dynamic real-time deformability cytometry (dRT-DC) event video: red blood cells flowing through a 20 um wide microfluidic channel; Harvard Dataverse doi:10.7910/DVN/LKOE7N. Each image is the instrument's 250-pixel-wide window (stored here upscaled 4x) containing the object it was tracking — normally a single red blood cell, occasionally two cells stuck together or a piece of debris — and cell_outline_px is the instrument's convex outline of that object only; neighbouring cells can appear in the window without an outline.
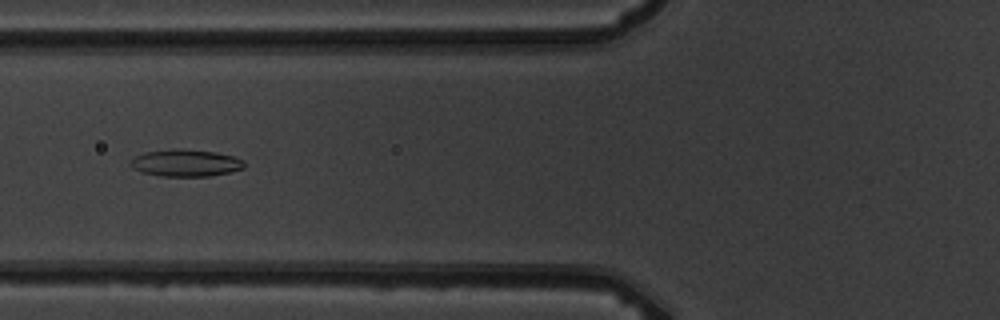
{"species": "common noctule bat (a hibernating species)", "species_latin": "Nyctalus noctula", "temperature_condition": "warm", "stored_images_in_passage": 17, "segment_of_instrument_passage": [1, 2], "camera_frame_rate_fps": 3000, "um_per_image_px": 0.085, "animal": {"sex": "male", "body_mass_g": 19.5, "forearm_length_mm": 54.6}, "frame": {"image": 1, "passage_image": 7, "time_ms": 7.0, "image_size_px": [1000, 320], "cell_outline_px": [[244, 168], [232, 172], [208, 176], [160, 176], [140, 172], [132, 168], [128, 164], [136, 156], [144, 152], [172, 148], [180, 148], [216, 152], [232, 156], [244, 160]], "centroid_in_image_um": [15.76, 13.85], "position_along_channel_um": 110.0, "area_um2": 18.15}}
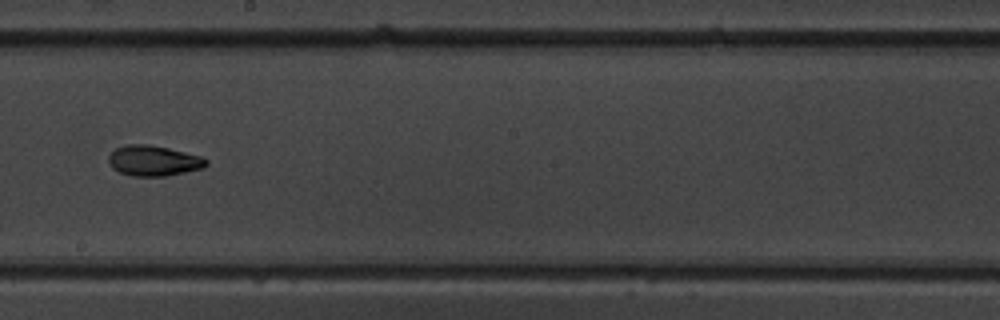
{"frame": {"image": 2, "passage_image": 10, "time_ms": 10.333, "image_size_px": [1000, 320], "cell_outline_px": [[208, 164], [204, 168], [168, 176], [132, 176], [120, 172], [112, 168], [108, 164], [108, 156], [116, 148], [128, 144], [148, 144], [168, 148], [200, 156], [208, 160]], "centroid_in_image_um": [13.05, 13.67], "position_along_channel_um": 235.2, "area_um2": 17.4}}
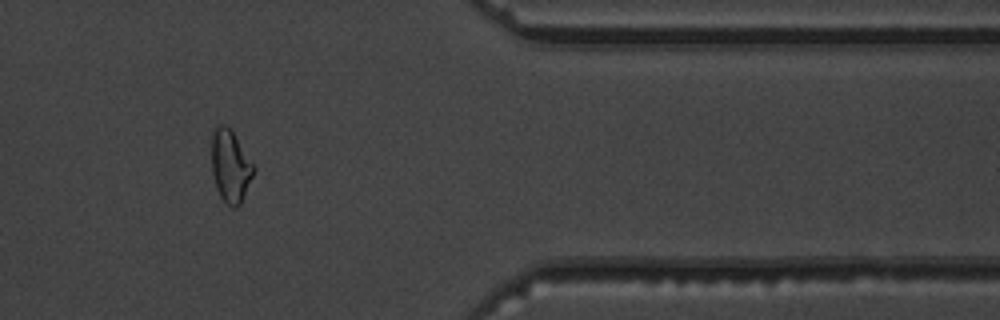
{"frame": {"image": 3, "passage_image": 14, "time_ms": 15.0, "image_size_px": [1000, 320], "cell_outline_px": [[256, 168], [240, 204], [236, 208], [232, 208], [224, 204], [216, 188], [212, 172], [212, 136], [216, 128], [220, 124], [224, 124], [232, 132]], "centroid_in_image_um": [19.57, 14.18], "position_along_channel_um": 391.8, "area_um2": 17.46}}